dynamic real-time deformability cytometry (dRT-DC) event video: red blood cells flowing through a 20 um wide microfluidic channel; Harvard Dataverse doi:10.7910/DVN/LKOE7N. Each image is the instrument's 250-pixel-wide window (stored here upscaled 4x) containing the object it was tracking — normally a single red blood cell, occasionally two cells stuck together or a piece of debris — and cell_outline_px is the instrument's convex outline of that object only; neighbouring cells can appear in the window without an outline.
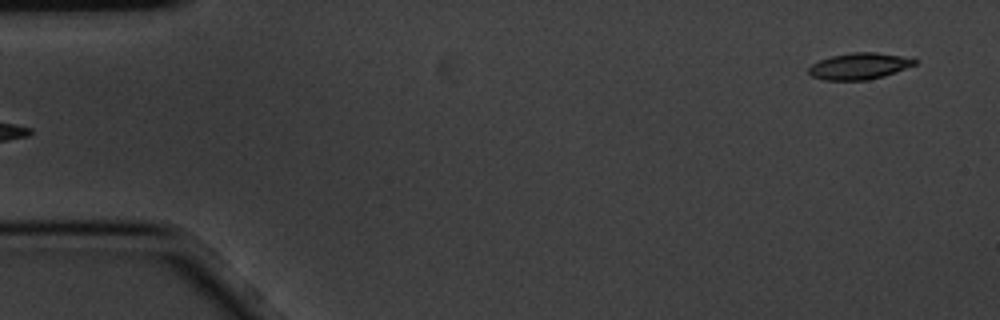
{"species": "common noctule bat (a hibernating species)", "species_latin": "Nyctalus noctula", "temperature_condition": "cold", "stored_images_in_passage": 3, "camera_frame_rate_fps": 3000, "um_per_image_px": 0.085, "animal": {"sex": "male", "body_mass_g": 20.1, "forearm_length_mm": 53.5}, "frame": {"image": 1, "passage_image": 3, "time_ms": 0.667, "image_size_px": [1000, 320], "cell_outline_px": [[916, 64], [896, 72], [884, 76], [868, 80], [824, 80], [812, 76], [808, 72], [808, 68], [812, 64], [820, 60], [832, 56], [852, 52], [876, 52], [900, 56], [916, 60]], "centroid_in_image_um": [73.01, 5.63], "position_along_channel_um": 12.0, "area_um2": 16.18}}